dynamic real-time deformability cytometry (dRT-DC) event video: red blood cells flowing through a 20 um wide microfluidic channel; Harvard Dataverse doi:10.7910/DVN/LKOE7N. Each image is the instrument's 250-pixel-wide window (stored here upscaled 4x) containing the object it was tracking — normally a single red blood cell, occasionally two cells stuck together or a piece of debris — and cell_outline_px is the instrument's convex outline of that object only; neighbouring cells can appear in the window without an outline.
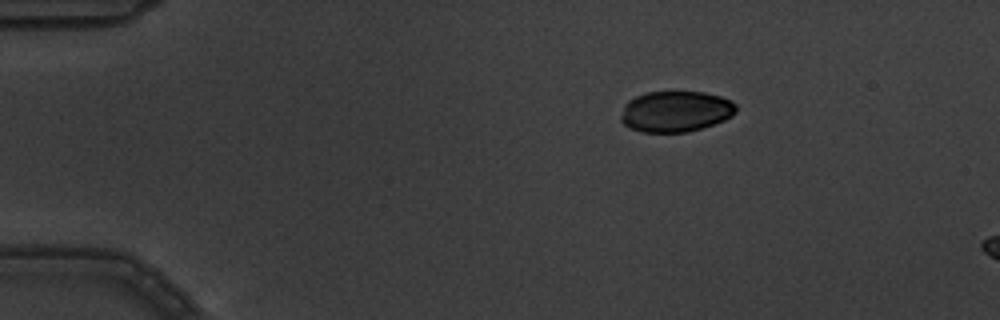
{"species": "common noctule bat (a hibernating species)", "species_latin": "Nyctalus noctula", "temperature_condition": "warm", "stored_images_in_passage": 4, "camera_frame_rate_fps": 3000, "um_per_image_px": 0.085, "animal": {"sex": "male", "body_mass_g": 19.5, "forearm_length_mm": 54.6}, "frame": {"image": 1, "passage_image": 2, "time_ms": 0.333, "image_size_px": [1000, 320], "cell_outline_px": [[736, 112], [732, 116], [724, 120], [688, 132], [644, 132], [628, 128], [620, 120], [620, 116], [624, 104], [628, 100], [636, 96], [648, 92], [704, 92], [720, 96], [736, 104]], "centroid_in_image_um": [57.39, 9.47], "position_along_channel_um": 27.6, "area_um2": 27.46}}